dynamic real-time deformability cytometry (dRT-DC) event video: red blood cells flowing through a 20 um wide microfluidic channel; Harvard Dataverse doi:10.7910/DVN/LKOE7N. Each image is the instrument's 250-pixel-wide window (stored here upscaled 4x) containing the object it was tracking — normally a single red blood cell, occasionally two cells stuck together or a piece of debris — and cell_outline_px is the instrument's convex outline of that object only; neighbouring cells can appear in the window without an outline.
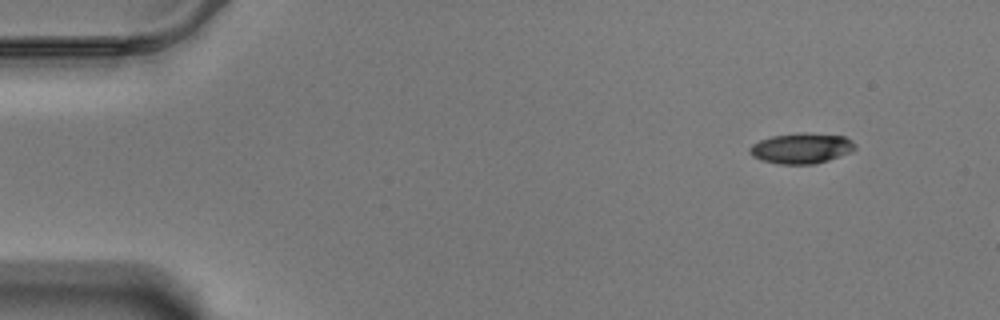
{"species": "Egyptian fruit bat (a non-hibernating species)", "species_latin": "Rousettus aegyptiacus", "temperature_condition": "warm", "stored_images_in_passage": 8, "camera_frame_rate_fps": 3000, "um_per_image_px": 0.085, "animal": {"sex": "male"}, "frame": {"image": 1, "passage_image": 1, "time_ms": 0.0, "image_size_px": [1000, 320], "cell_outline_px": [[856, 148], [852, 152], [828, 160], [812, 164], [780, 164], [760, 160], [752, 156], [748, 152], [748, 148], [752, 144], [760, 140], [772, 136], [796, 132], [804, 132], [844, 136], [852, 140], [856, 144]], "centroid_in_image_um": [68.11, 12.59], "position_along_channel_um": 16.9, "area_um2": 18.96}}